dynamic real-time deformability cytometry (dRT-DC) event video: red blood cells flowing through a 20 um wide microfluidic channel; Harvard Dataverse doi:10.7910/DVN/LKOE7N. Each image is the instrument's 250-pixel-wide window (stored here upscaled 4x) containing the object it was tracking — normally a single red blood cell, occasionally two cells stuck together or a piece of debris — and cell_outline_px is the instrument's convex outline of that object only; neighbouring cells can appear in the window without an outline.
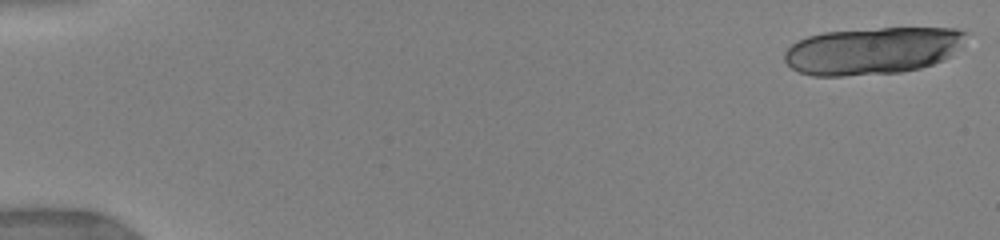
{"species": "human", "species_latin": "Homo sapiens", "temperature_condition": "warm", "stored_images_in_passage": 25, "camera_frame_rate_fps": 3000, "um_per_image_px": 0.085, "donor": {"sex": "female"}, "frame": {"image": 1, "passage_image": 1, "time_ms": 0.0, "image_size_px": [1000, 240], "cell_outline_px": [[968, 32], [948, 56], [944, 60], [920, 68], [900, 72], [844, 76], [812, 76], [800, 72], [792, 68], [784, 60], [784, 52], [796, 40], [808, 36], [824, 32], [880, 28], [956, 28]], "centroid_in_image_um": [74.08, 4.31], "position_along_channel_um": 10.9, "area_um2": 49.59}}